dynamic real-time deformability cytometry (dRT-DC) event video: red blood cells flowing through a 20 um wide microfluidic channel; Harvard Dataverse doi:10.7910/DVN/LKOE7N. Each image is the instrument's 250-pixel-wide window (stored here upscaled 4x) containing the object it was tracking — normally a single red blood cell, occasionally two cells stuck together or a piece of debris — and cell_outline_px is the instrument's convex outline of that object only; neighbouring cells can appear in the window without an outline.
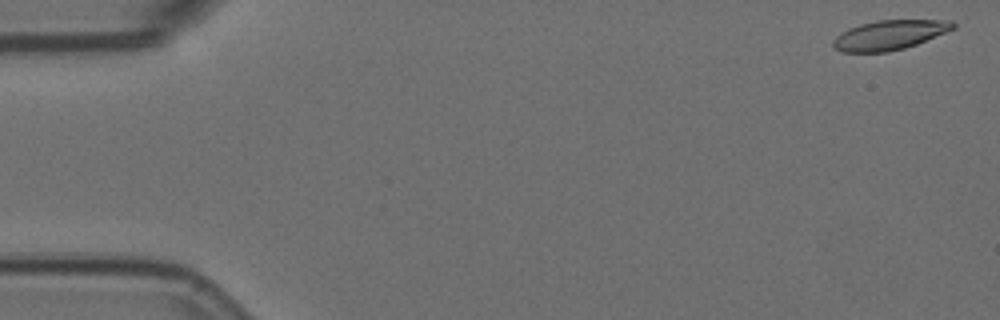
{"species": "Egyptian fruit bat (a non-hibernating species)", "species_latin": "Rousettus aegyptiacus", "temperature_condition": "room temperature", "stored_images_in_passage": 4, "camera_frame_rate_fps": 3000, "um_per_image_px": 0.085, "animal": {"sex": "female"}, "frame": {"image": 1, "passage_image": 1, "time_ms": 0.0, "image_size_px": [1000, 320], "cell_outline_px": [[956, 28], [916, 44], [904, 48], [888, 52], [840, 52], [832, 44], [832, 40], [840, 32], [848, 28], [860, 24], [876, 20], [952, 20], [956, 24]], "centroid_in_image_um": [75.59, 2.97], "position_along_channel_um": 9.4, "area_um2": 20.75}}